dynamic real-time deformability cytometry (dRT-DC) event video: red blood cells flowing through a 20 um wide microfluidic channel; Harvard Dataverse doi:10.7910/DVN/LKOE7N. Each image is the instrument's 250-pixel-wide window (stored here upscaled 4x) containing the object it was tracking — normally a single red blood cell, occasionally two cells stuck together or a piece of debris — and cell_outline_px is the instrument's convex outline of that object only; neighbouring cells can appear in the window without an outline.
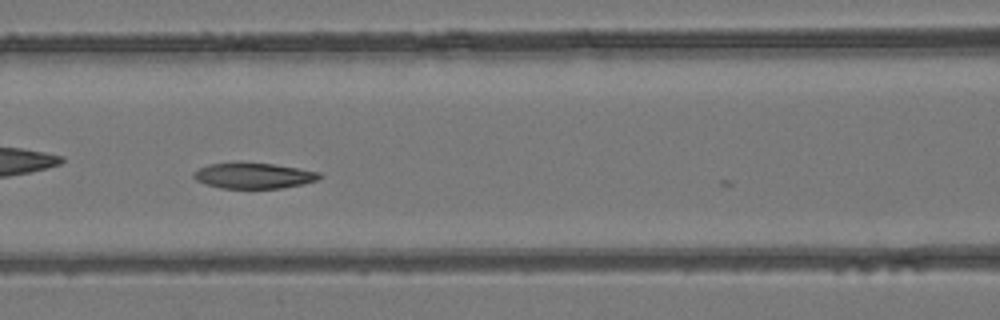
{"species": "common noctule bat (a hibernating species)", "species_latin": "Nyctalus noctula", "temperature_condition": "room temperature", "stored_images_in_passage": 11, "camera_frame_rate_fps": 3000, "um_per_image_px": 0.085, "animal": {"sex": "female", "body_mass_g": 24.6, "forearm_length_mm": 56.2}, "frame": {"image": 1, "passage_image": 6, "time_ms": 1.667, "image_size_px": [1000, 320], "cell_outline_px": [[324, 176], [316, 180], [304, 184], [280, 188], [220, 188], [204, 184], [196, 180], [192, 176], [192, 172], [208, 164], [236, 160], [240, 160], [276, 164], [320, 172]], "centroid_in_image_um": [21.52, 14.89], "position_along_channel_um": 145.1, "area_um2": 19.59}}
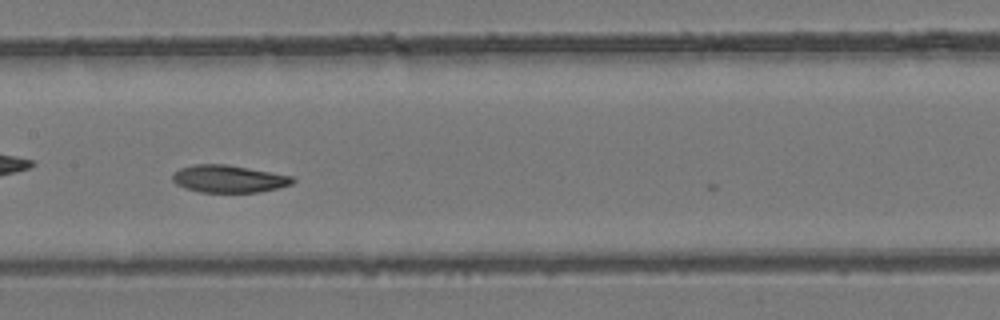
{"frame": {"image": 2, "passage_image": 9, "time_ms": 2.667, "image_size_px": [1000, 320], "cell_outline_px": [[296, 180], [292, 184], [280, 188], [256, 192], [200, 192], [184, 188], [176, 184], [172, 180], [172, 176], [180, 168], [192, 164], [228, 164], [292, 176]], "centroid_in_image_um": [19.44, 15.2], "position_along_channel_um": 188.0, "area_um2": 19.25}}